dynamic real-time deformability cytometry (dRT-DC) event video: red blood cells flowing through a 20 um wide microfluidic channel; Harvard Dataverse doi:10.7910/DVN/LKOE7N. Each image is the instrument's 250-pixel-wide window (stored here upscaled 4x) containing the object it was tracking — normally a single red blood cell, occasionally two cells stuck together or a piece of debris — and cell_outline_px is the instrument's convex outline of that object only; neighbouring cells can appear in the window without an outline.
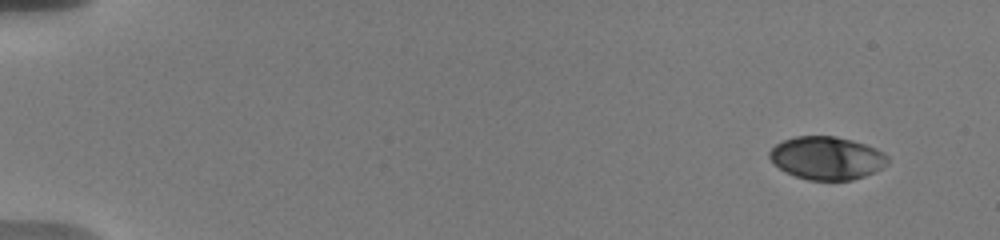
{"species": "human", "species_latin": "Homo sapiens", "temperature_condition": "warm", "stored_images_in_passage": 15, "camera_frame_rate_fps": 3000, "um_per_image_px": 0.085, "donor": {"sex": "male"}, "frame": {"image": 1, "passage_image": 1, "time_ms": 0.0, "image_size_px": [1000, 240], "cell_outline_px": [[888, 164], [876, 172], [852, 180], [808, 180], [796, 176], [780, 168], [768, 156], [768, 152], [776, 144], [784, 140], [796, 136], [836, 136], [852, 140], [876, 148], [888, 156]], "centroid_in_image_um": [70.31, 13.43], "position_along_channel_um": 14.7, "area_um2": 29.54}}
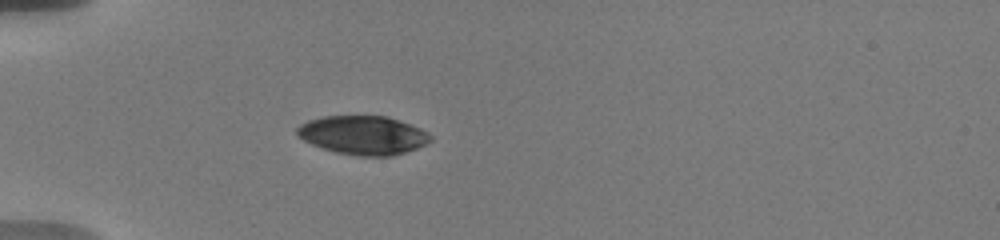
{"frame": {"image": 2, "passage_image": 11, "time_ms": 4.667, "image_size_px": [1000, 240], "cell_outline_px": [[432, 140], [416, 148], [392, 156], [360, 156], [336, 152], [312, 144], [296, 136], [296, 128], [300, 124], [308, 120], [324, 116], [388, 116], [420, 128], [428, 132], [432, 136]], "centroid_in_image_um": [30.85, 11.48], "position_along_channel_um": 54.1, "area_um2": 30.06}}
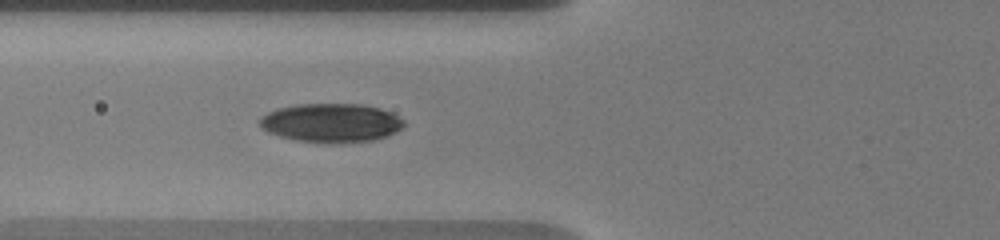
{"frame": {"image": 3, "passage_image": 15, "time_ms": 6.333, "image_size_px": [1000, 240], "cell_outline_px": [[404, 124], [396, 132], [388, 136], [372, 140], [340, 144], [328, 144], [296, 140], [280, 136], [268, 132], [260, 128], [256, 120], [260, 116], [276, 108], [296, 104], [360, 104], [380, 108], [392, 112], [404, 120]], "centroid_in_image_um": [28.11, 10.45], "position_along_channel_um": 97.7, "area_um2": 33.23}}